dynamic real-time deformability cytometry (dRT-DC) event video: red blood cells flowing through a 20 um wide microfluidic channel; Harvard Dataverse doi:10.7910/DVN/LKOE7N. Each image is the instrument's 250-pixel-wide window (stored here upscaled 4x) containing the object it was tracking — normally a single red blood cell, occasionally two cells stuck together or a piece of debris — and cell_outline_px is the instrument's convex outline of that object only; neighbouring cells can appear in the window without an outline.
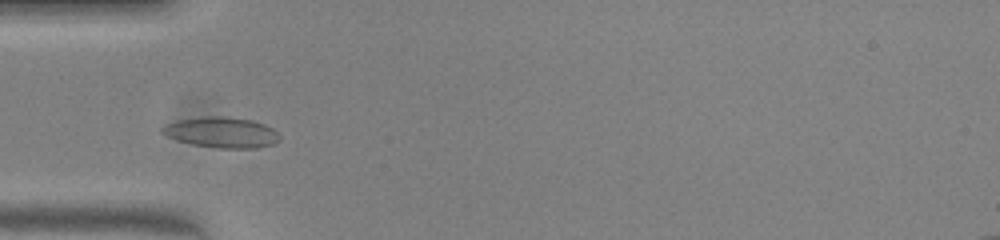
{"species": "common noctule bat (a hibernating species)", "species_latin": "Nyctalus noctula", "temperature_condition": "warm", "stored_images_in_passage": 31, "camera_frame_rate_fps": 3000, "um_per_image_px": 0.085, "animal": {"sex": "female", "body_mass_g": 23.0, "forearm_length_mm": 53.4}, "frame": {"image": 1, "passage_image": 2, "time_ms": 0.333, "image_size_px": [1000, 240], "cell_outline_px": [[280, 140], [272, 144], [256, 148], [220, 148], [192, 144], [176, 140], [160, 132], [160, 128], [164, 124], [180, 120], [208, 116], [224, 116], [252, 120], [264, 124], [272, 128], [280, 136]], "centroid_in_image_um": [18.82, 11.25], "position_along_channel_um": 66.2, "area_um2": 20.87}}
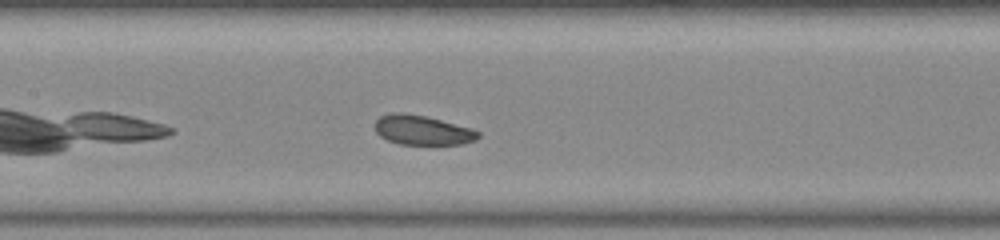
{"frame": {"image": 2, "passage_image": 10, "time_ms": 3.0, "image_size_px": [1000, 240], "cell_outline_px": [[480, 136], [476, 140], [460, 144], [400, 144], [388, 140], [380, 136], [376, 132], [376, 120], [380, 116], [392, 112], [404, 112], [424, 116], [472, 128], [480, 132]], "centroid_in_image_um": [35.9, 11.06], "position_along_channel_um": 171.5, "area_um2": 17.69}}
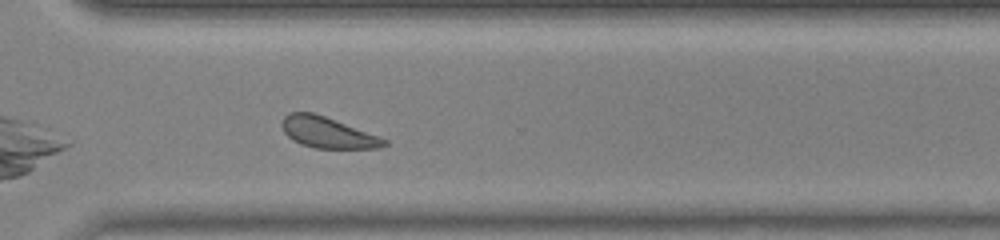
{"frame": {"image": 3, "passage_image": 23, "time_ms": 7.333, "image_size_px": [1000, 240], "cell_outline_px": [[388, 144], [380, 148], [316, 148], [300, 144], [292, 140], [284, 132], [280, 124], [284, 116], [288, 112], [312, 112], [324, 116], [388, 140]], "centroid_in_image_um": [27.79, 11.27], "position_along_channel_um": 342.8, "area_um2": 18.26}, "authors_computed_cell_mechanics": {"area_um2": 18.5538, "velocity_mm_per_s": 3.9587, "shape_relaxation_time_tau1_ms": 3.0305, "shape_relaxation_time_tau2_ms": null, "deformation_change_tau1": 0.0553, "deformation_change_tau2": null}}